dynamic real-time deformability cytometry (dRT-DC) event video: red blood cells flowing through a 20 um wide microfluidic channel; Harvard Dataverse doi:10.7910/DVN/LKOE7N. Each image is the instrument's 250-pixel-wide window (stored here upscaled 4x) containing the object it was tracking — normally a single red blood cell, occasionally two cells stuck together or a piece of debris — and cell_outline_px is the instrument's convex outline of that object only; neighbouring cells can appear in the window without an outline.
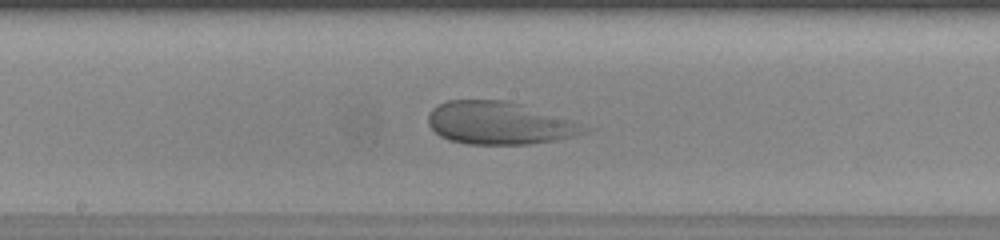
{"species": "human", "species_latin": "Homo sapiens", "temperature_condition": "warm", "stored_images_in_passage": 48, "camera_frame_rate_fps": 3000, "um_per_image_px": 0.085, "donor": {"sex": "female"}, "frame": {"image": 1, "passage_image": 26, "time_ms": 8.333, "image_size_px": [1000, 240], "cell_outline_px": [[596, 128], [588, 132], [576, 136], [556, 140], [528, 144], [468, 144], [448, 140], [440, 136], [428, 124], [428, 116], [432, 108], [448, 100], [508, 100], [572, 120]], "centroid_in_image_um": [42.5, 10.47], "position_along_channel_um": 205.7, "area_um2": 39.02}}
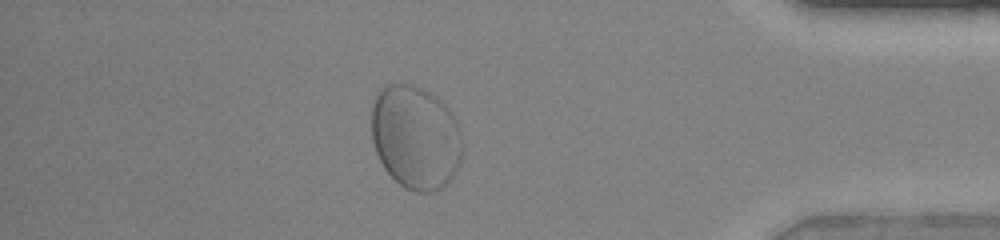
{"frame": {"image": 2, "passage_image": 42, "time_ms": 13.667, "image_size_px": [1000, 240], "cell_outline_px": [[460, 160], [452, 176], [440, 188], [432, 192], [416, 192], [404, 188], [384, 168], [376, 152], [372, 140], [372, 104], [380, 88], [388, 84], [412, 84], [424, 88], [436, 96], [452, 112], [456, 120], [460, 132]], "centroid_in_image_um": [35.29, 11.64], "position_along_channel_um": 399.9, "area_um2": 54.79}}